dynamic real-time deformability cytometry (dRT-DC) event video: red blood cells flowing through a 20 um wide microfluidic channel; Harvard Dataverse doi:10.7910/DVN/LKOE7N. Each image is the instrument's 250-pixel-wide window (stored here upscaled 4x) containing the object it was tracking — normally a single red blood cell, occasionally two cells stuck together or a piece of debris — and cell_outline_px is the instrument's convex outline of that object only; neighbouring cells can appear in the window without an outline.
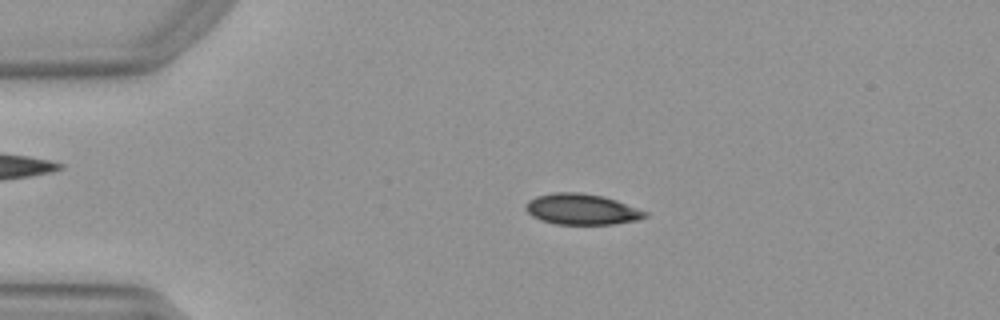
{"species": "Egyptian fruit bat (a non-hibernating species)", "species_latin": "Rousettus aegyptiacus", "temperature_condition": "warm", "stored_images_in_passage": 50, "camera_frame_rate_fps": 3000, "um_per_image_px": 0.085, "animal": {"sex": "female"}, "frame": {"image": 1, "passage_image": 10, "time_ms": 3.0, "image_size_px": [1000, 320], "cell_outline_px": [[648, 216], [636, 220], [612, 224], [556, 224], [540, 220], [532, 216], [524, 208], [524, 204], [528, 200], [536, 196], [552, 192], [580, 192], [604, 196], [616, 200], [648, 212]], "centroid_in_image_um": [49.41, 17.78], "position_along_channel_um": 35.6, "area_um2": 21.56}}
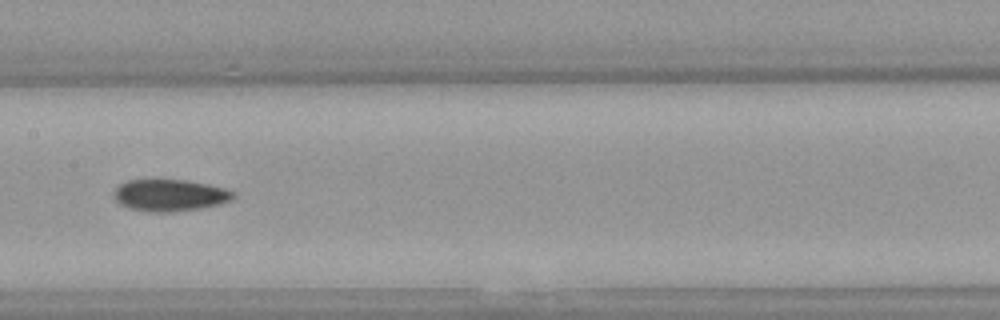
{"frame": {"image": 2, "passage_image": 25, "time_ms": 8.0, "image_size_px": [1000, 320], "cell_outline_px": [[236, 196], [220, 204], [200, 208], [168, 212], [152, 212], [128, 208], [120, 204], [116, 200], [112, 192], [120, 184], [128, 180], [156, 176], [188, 180], [208, 184], [224, 188], [236, 192]], "centroid_in_image_um": [14.39, 16.54], "position_along_channel_um": 193.0, "area_um2": 22.95}}
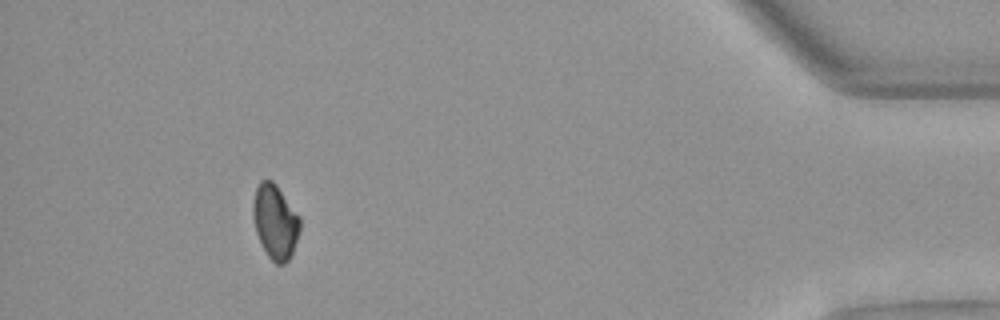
{"frame": {"image": 3, "passage_image": 46, "time_ms": 15.0, "image_size_px": [1000, 320], "cell_outline_px": [[300, 228], [292, 256], [284, 264], [276, 264], [268, 256], [256, 232], [252, 216], [252, 204], [256, 188], [260, 180], [272, 180], [276, 184], [300, 216]], "centroid_in_image_um": [23.39, 18.84], "position_along_channel_um": 411.8, "area_um2": 20.4}, "authors_computed_cell_mechanics": {"area_um2": 21.4727, "velocity_mm_per_s": 3.9857, "shape_relaxation_time_tau1_ms": 10.188, "shape_relaxation_time_tau2_ms": null, "deformation_change_tau1": 0.1731, "deformation_change_tau2": null}}